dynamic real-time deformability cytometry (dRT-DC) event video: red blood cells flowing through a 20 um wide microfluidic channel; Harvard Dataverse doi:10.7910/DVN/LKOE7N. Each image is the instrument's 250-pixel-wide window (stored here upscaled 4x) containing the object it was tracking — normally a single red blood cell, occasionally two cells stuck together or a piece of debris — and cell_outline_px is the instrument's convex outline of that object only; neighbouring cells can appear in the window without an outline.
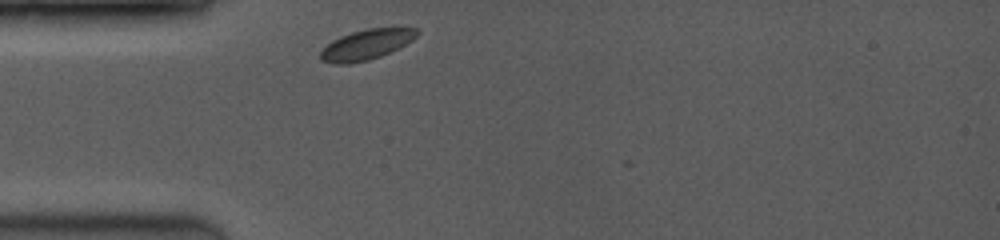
{"species": "common noctule bat (a hibernating species)", "species_latin": "Nyctalus noctula", "temperature_condition": "room temperature", "stored_images_in_passage": 5, "camera_frame_rate_fps": 3500, "um_per_image_px": 0.085, "animal": {"sex": "female", "body_mass_g": 19.0, "forearm_length_mm": 53.3}, "frame": {"image": 1, "passage_image": 1, "time_ms": 0.0, "image_size_px": [1000, 240], "cell_outline_px": [[420, 32], [412, 40], [380, 56], [368, 60], [348, 64], [332, 64], [320, 60], [320, 52], [332, 40], [340, 36], [352, 32], [368, 28], [416, 28]], "centroid_in_image_um": [31.09, 3.79], "position_along_channel_um": 53.9, "area_um2": 16.76}}
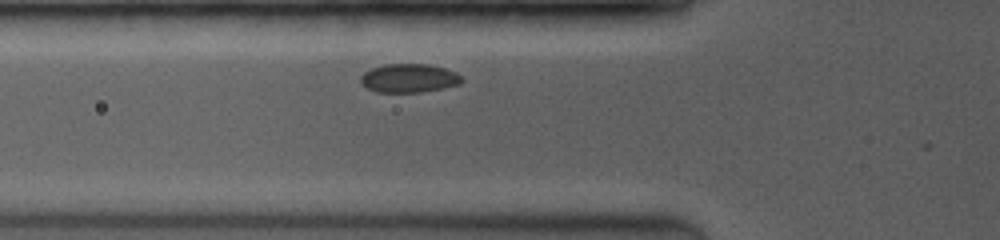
{"frame": {"image": 2, "passage_image": 4, "time_ms": 1.143, "image_size_px": [1000, 240], "cell_outline_px": [[464, 80], [460, 84], [444, 88], [420, 92], [376, 92], [368, 88], [360, 80], [360, 76], [364, 72], [372, 68], [384, 64], [428, 64], [444, 68], [456, 72]], "centroid_in_image_um": [34.78, 6.64], "position_along_channel_um": 91.0, "area_um2": 16.88}}